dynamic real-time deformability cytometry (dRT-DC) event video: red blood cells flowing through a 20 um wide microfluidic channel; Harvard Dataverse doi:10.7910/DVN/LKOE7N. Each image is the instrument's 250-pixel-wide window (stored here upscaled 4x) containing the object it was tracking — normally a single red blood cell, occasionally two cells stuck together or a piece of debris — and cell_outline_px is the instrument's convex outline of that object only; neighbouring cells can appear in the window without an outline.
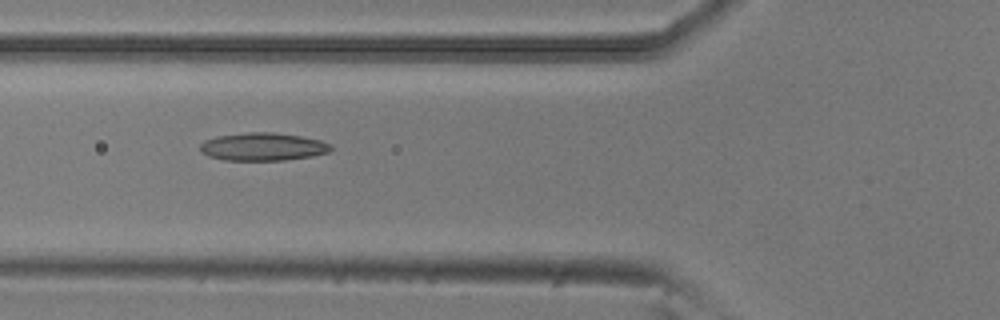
{"species": "common noctule bat (a hibernating species)", "species_latin": "Nyctalus noctula", "temperature_condition": "room temperature", "stored_images_in_passage": 6, "camera_frame_rate_fps": 3000, "um_per_image_px": 0.085, "animal": {"sex": "male", "body_mass_g": 20.5, "forearm_length_mm": 52.5}, "frame": {"image": 1, "passage_image": 3, "time_ms": 0.667, "image_size_px": [1000, 320], "cell_outline_px": [[332, 148], [328, 152], [312, 156], [284, 160], [224, 160], [208, 156], [200, 152], [200, 144], [204, 140], [216, 136], [248, 132], [272, 132], [300, 136], [320, 140], [328, 144]], "centroid_in_image_um": [22.29, 12.47], "position_along_channel_um": 103.5, "area_um2": 21.21}}
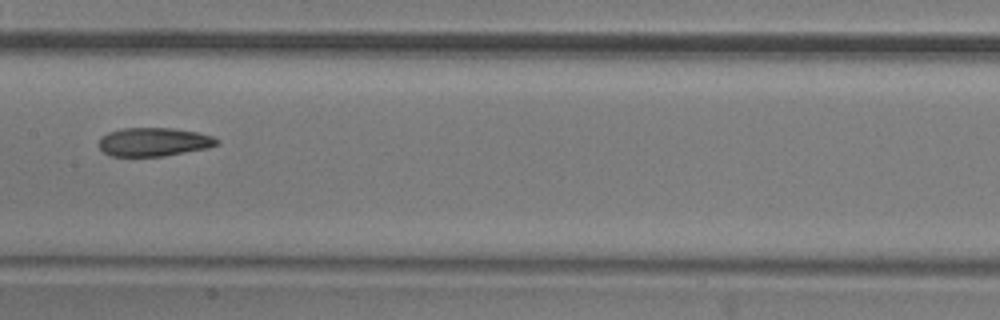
{"frame": {"image": 2, "passage_image": 5, "time_ms": 1.333, "image_size_px": [1000, 320], "cell_outline_px": [[220, 144], [208, 148], [164, 156], [112, 156], [104, 152], [100, 148], [100, 136], [108, 132], [120, 128], [176, 128], [196, 132], [212, 136], [220, 140]], "centroid_in_image_um": [13.09, 12.06], "position_along_channel_um": 194.3, "area_um2": 19.77}}
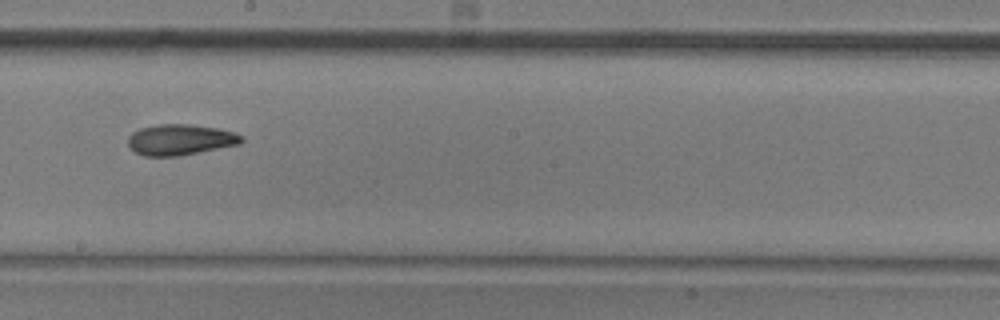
{"frame": {"image": 3, "passage_image": 6, "time_ms": 1.667, "image_size_px": [1000, 320], "cell_outline_px": [[244, 140], [240, 144], [180, 156], [144, 156], [136, 152], [128, 144], [128, 136], [132, 132], [140, 128], [156, 124], [188, 124], [220, 128], [236, 132], [244, 136]], "centroid_in_image_um": [15.36, 11.86], "position_along_channel_um": 232.8, "area_um2": 20.63}}